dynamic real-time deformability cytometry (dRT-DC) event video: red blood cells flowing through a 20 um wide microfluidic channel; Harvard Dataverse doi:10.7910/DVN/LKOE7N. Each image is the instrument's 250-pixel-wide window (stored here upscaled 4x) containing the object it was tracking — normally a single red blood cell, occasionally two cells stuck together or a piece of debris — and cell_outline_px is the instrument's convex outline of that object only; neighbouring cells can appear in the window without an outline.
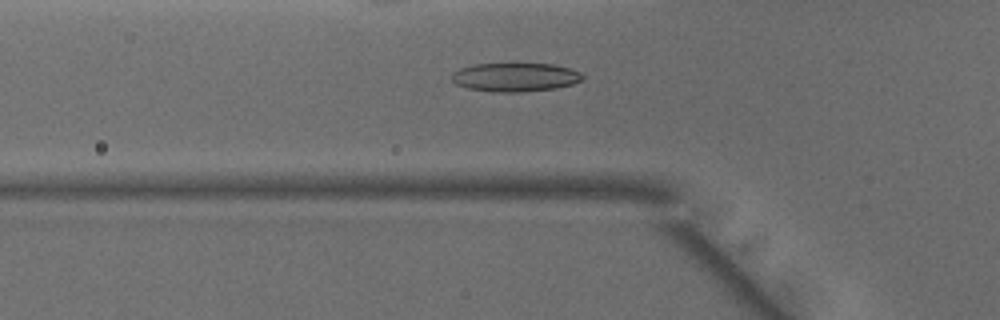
{"species": "common noctule bat (a hibernating species)", "species_latin": "Nyctalus noctula", "temperature_condition": "warm", "stored_images_in_passage": 48, "camera_frame_rate_fps": 3000, "um_per_image_px": 0.085, "animal": {"sex": "male", "body_mass_g": 15.6}, "frame": {"image": 1, "passage_image": 16, "time_ms": 5.0, "image_size_px": [1000, 320], "cell_outline_px": [[584, 80], [572, 84], [556, 88], [524, 92], [500, 92], [468, 88], [456, 84], [452, 80], [452, 72], [460, 68], [476, 64], [552, 64], [568, 68], [580, 72], [584, 76]], "centroid_in_image_um": [43.81, 6.56], "position_along_channel_um": 82.0, "area_um2": 21.79}}
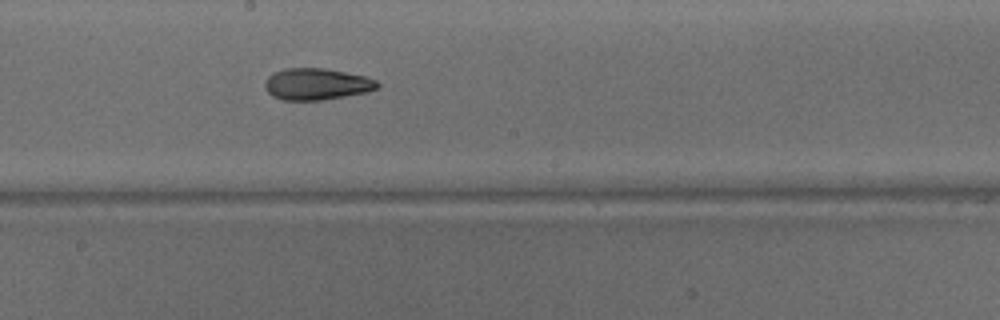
{"frame": {"image": 2, "passage_image": 26, "time_ms": 8.333, "image_size_px": [1000, 320], "cell_outline_px": [[380, 84], [376, 88], [368, 92], [324, 100], [280, 100], [272, 96], [268, 92], [264, 84], [268, 76], [272, 72], [284, 68], [324, 68], [364, 76], [376, 80]], "centroid_in_image_um": [26.88, 7.15], "position_along_channel_um": 221.3, "area_um2": 20.81}}
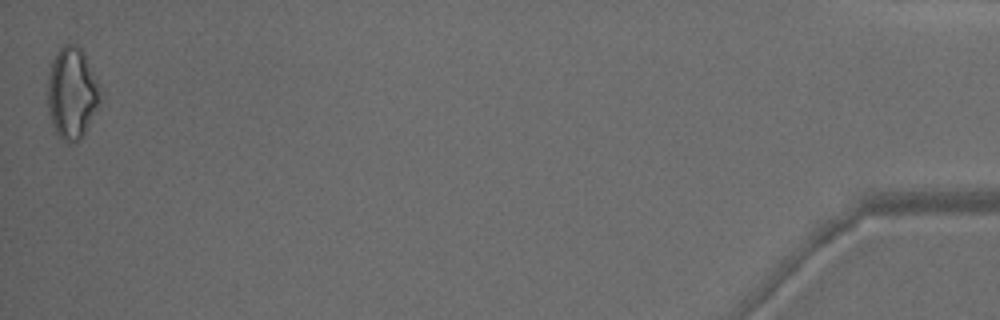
{"frame": {"image": 3, "passage_image": 48, "time_ms": 15.667, "image_size_px": [1000, 320], "cell_outline_px": [[104, 92], [80, 140], [64, 140], [56, 132], [52, 124], [48, 112], [48, 76], [52, 60], [56, 52], [64, 44], [76, 44], [80, 48]], "centroid_in_image_um": [6.11, 7.87], "position_along_channel_um": 429.1, "area_um2": 27.63}, "authors_computed_cell_mechanics": {"area_um2": 21.7617, "velocity_mm_per_s": 4.1507, "shape_relaxation_time_tau1_ms": null, "shape_relaxation_time_tau2_ms": 2.7433, "deformation_change_tau1": null, "deformation_change_tau2": 0.0999}}